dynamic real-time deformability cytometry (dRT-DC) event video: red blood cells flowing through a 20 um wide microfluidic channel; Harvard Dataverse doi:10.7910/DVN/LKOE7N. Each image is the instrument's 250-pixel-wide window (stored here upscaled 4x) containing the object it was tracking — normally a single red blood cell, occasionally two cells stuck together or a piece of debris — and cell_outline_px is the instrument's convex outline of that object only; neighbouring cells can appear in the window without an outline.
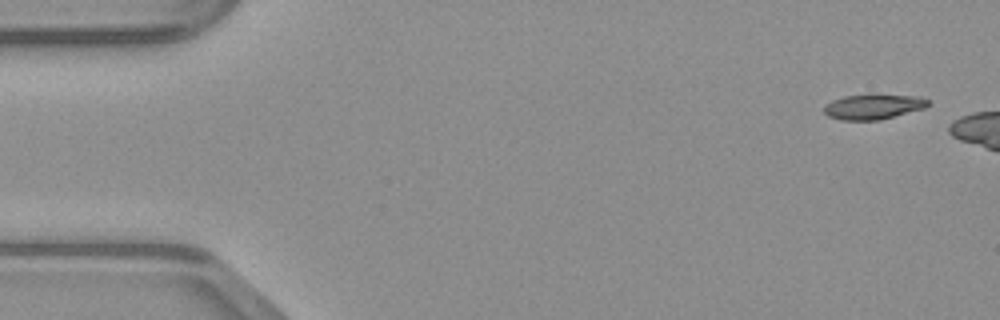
{"species": "common noctule bat (a hibernating species)", "species_latin": "Nyctalus noctula", "temperature_condition": "warm", "stored_images_in_passage": 6, "camera_frame_rate_fps": 3000, "um_per_image_px": 0.085, "animal": {"sex": "male", "body_mass_g": 23.1, "forearm_length_mm": 52.7}, "frame": {"image": 1, "passage_image": 1, "time_ms": 0.0, "image_size_px": [1000, 320], "cell_outline_px": [[928, 104], [924, 108], [880, 120], [840, 120], [828, 116], [824, 112], [824, 108], [832, 100], [844, 96], [920, 96], [928, 100]], "centroid_in_image_um": [74.21, 9.1], "position_along_channel_um": 10.8, "area_um2": 14.62}}